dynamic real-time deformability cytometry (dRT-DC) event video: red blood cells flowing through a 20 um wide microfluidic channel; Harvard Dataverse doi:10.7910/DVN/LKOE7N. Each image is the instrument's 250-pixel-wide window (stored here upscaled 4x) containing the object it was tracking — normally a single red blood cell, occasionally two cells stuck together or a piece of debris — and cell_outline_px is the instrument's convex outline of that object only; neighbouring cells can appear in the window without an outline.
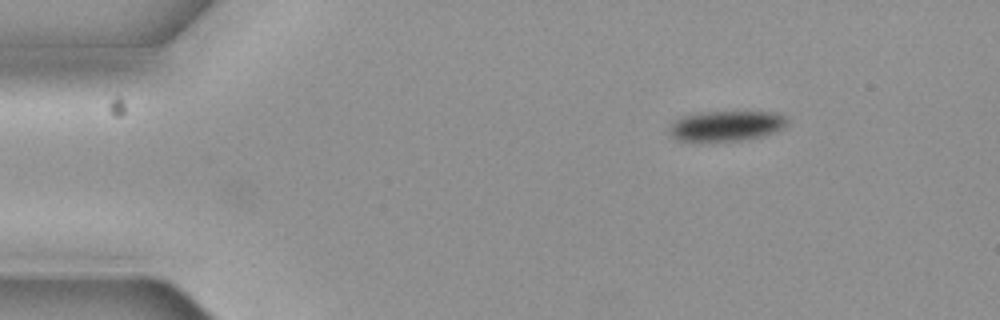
{"species": "common noctule bat (a hibernating species)", "species_latin": "Nyctalus noctula", "temperature_condition": "cold", "stored_images_in_passage": 2, "camera_frame_rate_fps": 3000, "um_per_image_px": 0.085, "animal": {"sex": "female", "body_mass_g": 19.3, "forearm_length_mm": 54.1}, "frame": {"image": 1, "passage_image": 2, "time_ms": 0.333, "image_size_px": [1000, 320], "cell_outline_px": [[788, 124], [784, 128], [776, 132], [764, 136], [740, 140], [680, 140], [672, 136], [672, 124], [676, 120], [684, 116], [700, 112], [776, 112], [784, 116], [788, 120]], "centroid_in_image_um": [61.85, 10.68], "position_along_channel_um": 23.2, "area_um2": 20.35}}